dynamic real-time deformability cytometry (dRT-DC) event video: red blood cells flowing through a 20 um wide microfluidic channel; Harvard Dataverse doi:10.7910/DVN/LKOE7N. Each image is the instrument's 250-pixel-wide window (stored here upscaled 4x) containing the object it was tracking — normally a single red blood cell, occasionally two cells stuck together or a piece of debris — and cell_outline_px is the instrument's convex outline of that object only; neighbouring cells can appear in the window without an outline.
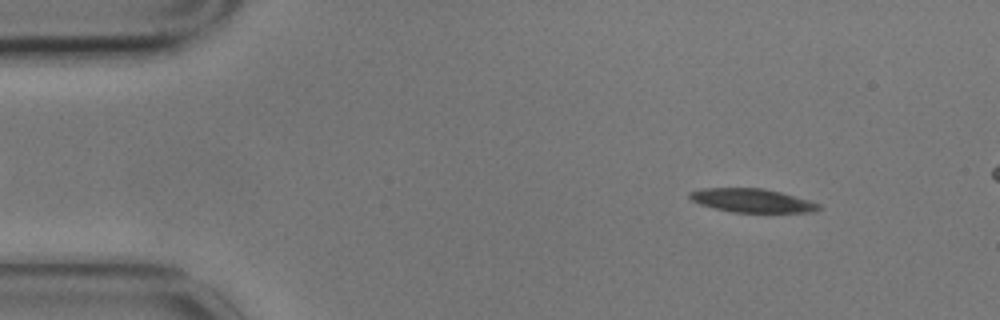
{"species": "common noctule bat (a hibernating species)", "species_latin": "Nyctalus noctula", "temperature_condition": "cold", "stored_images_in_passage": 4, "camera_frame_rate_fps": 3000, "um_per_image_px": 0.085, "animal": {"sex": "male", "body_mass_g": 17.9}, "frame": {"image": 1, "passage_image": 1, "time_ms": 0.0, "image_size_px": [1000, 320], "cell_outline_px": [[824, 208], [812, 212], [732, 212], [700, 204], [692, 200], [688, 196], [688, 192], [700, 188], [764, 188], [780, 192], [808, 200], [820, 204]], "centroid_in_image_um": [63.92, 17.04], "position_along_channel_um": 21.1, "area_um2": 17.74}}